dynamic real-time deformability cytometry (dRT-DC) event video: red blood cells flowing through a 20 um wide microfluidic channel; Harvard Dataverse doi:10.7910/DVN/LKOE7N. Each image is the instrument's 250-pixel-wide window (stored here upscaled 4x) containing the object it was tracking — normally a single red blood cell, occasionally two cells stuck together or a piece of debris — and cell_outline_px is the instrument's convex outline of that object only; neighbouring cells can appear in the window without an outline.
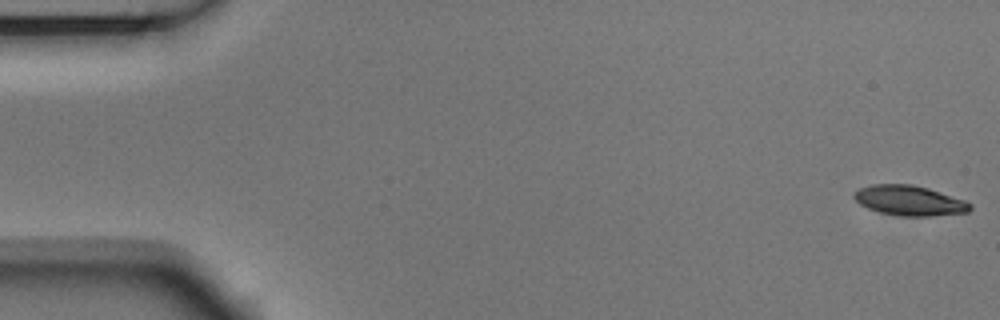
{"species": "Egyptian fruit bat (a non-hibernating species)", "species_latin": "Rousettus aegyptiacus", "temperature_condition": "room temperature", "stored_images_in_passage": 54, "camera_frame_rate_fps": 3000, "um_per_image_px": 0.085, "animal": {"sex": "male"}, "frame": {"image": 1, "passage_image": 1, "time_ms": 0.0, "image_size_px": [1000, 320], "cell_outline_px": [[972, 208], [968, 212], [932, 216], [896, 216], [880, 212], [868, 208], [860, 204], [852, 196], [860, 188], [872, 184], [912, 184], [928, 188], [964, 200], [972, 204]], "centroid_in_image_um": [77.31, 17.05], "position_along_channel_um": 7.7, "area_um2": 20.29}}
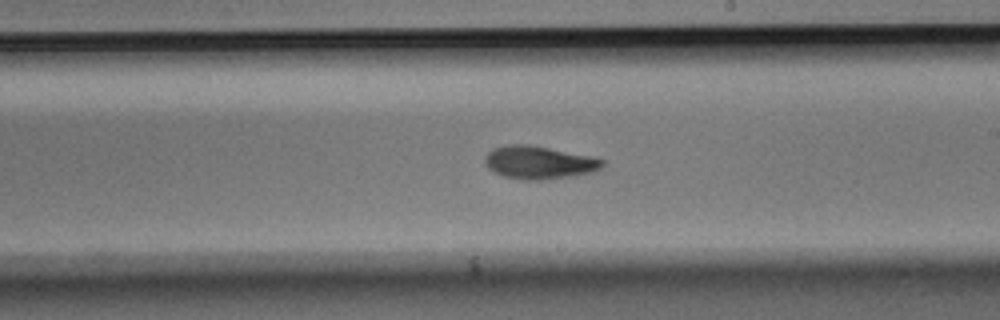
{"frame": {"image": 2, "passage_image": 31, "time_ms": 10.0, "image_size_px": [1000, 320], "cell_outline_px": [[604, 164], [600, 168], [592, 172], [576, 176], [544, 180], [524, 180], [504, 176], [488, 168], [484, 164], [484, 160], [488, 152], [492, 148], [508, 144], [528, 144], [588, 156], [604, 160]], "centroid_in_image_um": [45.79, 13.82], "position_along_channel_um": 243.2, "area_um2": 22.48}}
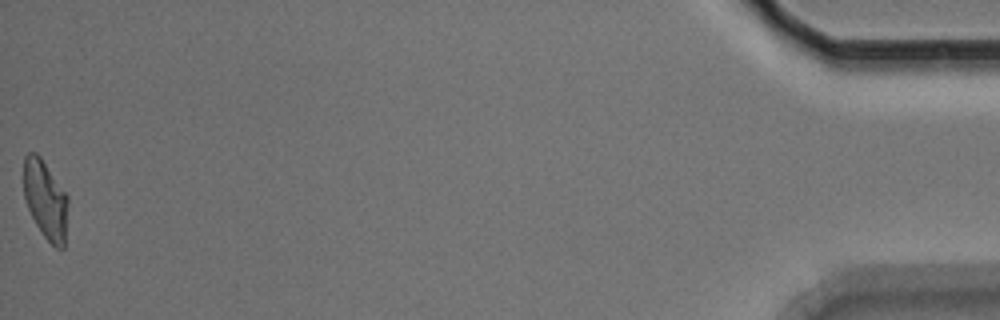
{"frame": {"image": 3, "passage_image": 54, "time_ms": 17.667, "image_size_px": [1000, 320], "cell_outline_px": [[68, 204], [64, 248], [56, 248], [44, 236], [36, 224], [28, 208], [24, 196], [24, 156], [28, 152], [36, 152], [40, 156], [68, 196]], "centroid_in_image_um": [3.87, 16.96], "position_along_channel_um": 431.3, "area_um2": 20.17}, "authors_computed_cell_mechanics": {"area_um2": 21.2993, "velocity_mm_per_s": 3.7378, "shape_relaxation_time_tau1_ms": 4.422, "shape_relaxation_time_tau2_ms": 6.5303, "deformation_change_tau1": 0.1454, "deformation_change_tau2": 0.1332}}